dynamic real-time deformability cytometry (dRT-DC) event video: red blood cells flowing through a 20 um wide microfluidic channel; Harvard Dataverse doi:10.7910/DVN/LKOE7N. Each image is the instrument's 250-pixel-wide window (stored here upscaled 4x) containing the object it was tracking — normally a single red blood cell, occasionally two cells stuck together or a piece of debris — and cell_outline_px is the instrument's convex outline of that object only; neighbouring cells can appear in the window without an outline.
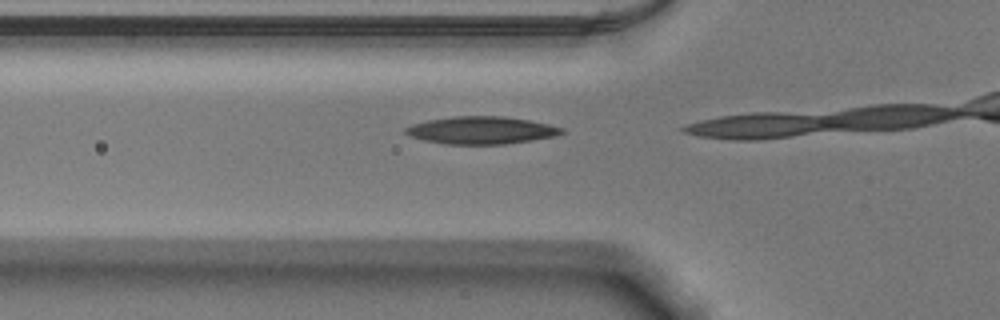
{"species": "Egyptian fruit bat (a non-hibernating species)", "species_latin": "Rousettus aegyptiacus", "temperature_condition": "warm", "stored_images_in_passage": 5, "camera_frame_rate_fps": 3000, "um_per_image_px": 0.085, "animal": {"sex": "male"}, "frame": {"image": 1, "passage_image": 4, "time_ms": 1.0, "image_size_px": [1000, 320], "cell_outline_px": [[564, 132], [552, 136], [532, 140], [504, 144], [444, 144], [424, 140], [408, 136], [404, 132], [404, 128], [412, 124], [428, 120], [452, 116], [504, 116], [528, 120], [548, 124], [564, 128]], "centroid_in_image_um": [40.85, 11.07], "position_along_channel_um": 84.9, "area_um2": 24.97}}